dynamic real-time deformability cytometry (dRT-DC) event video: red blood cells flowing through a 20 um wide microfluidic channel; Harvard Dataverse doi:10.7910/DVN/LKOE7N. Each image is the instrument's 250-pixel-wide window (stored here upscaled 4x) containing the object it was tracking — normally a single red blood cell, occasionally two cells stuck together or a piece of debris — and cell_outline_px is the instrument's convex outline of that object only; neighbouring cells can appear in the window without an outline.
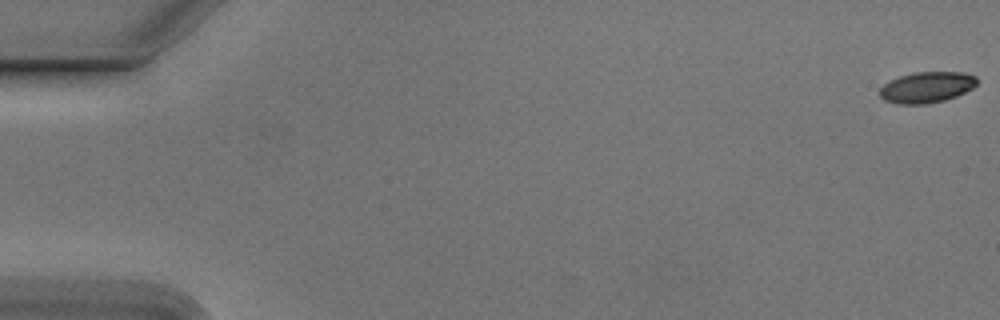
{"species": "Egyptian fruit bat (a non-hibernating species)", "species_latin": "Rousettus aegyptiacus", "temperature_condition": "cold", "stored_images_in_passage": 55, "camera_frame_rate_fps": 3000, "um_per_image_px": 0.085, "animal": {"sex": "male"}, "frame": {"image": 1, "passage_image": 1, "time_ms": 0.0, "image_size_px": [1000, 320], "cell_outline_px": [[976, 84], [972, 88], [956, 96], [944, 100], [928, 104], [896, 104], [884, 100], [880, 96], [880, 88], [884, 84], [900, 76], [912, 72], [964, 72], [976, 76]], "centroid_in_image_um": [78.76, 7.42], "position_along_channel_um": 6.2, "area_um2": 17.51}}
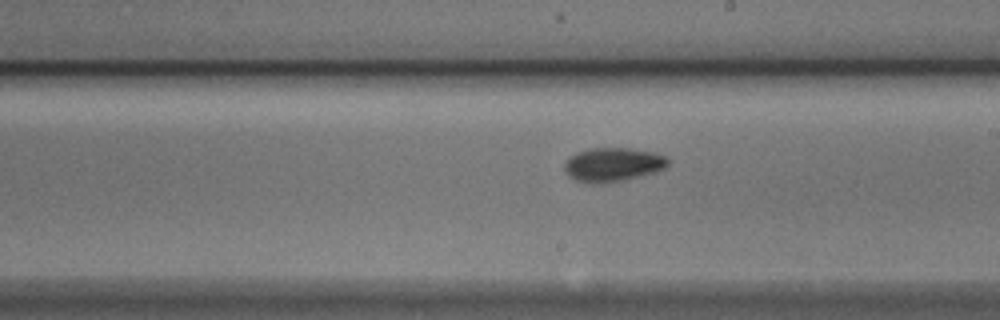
{"frame": {"image": 2, "passage_image": 32, "time_ms": 10.333, "image_size_px": [1000, 320], "cell_outline_px": [[668, 164], [664, 168], [656, 172], [624, 180], [600, 184], [588, 184], [576, 180], [568, 176], [564, 172], [564, 164], [568, 156], [576, 152], [588, 148], [632, 148], [656, 152], [668, 156]], "centroid_in_image_um": [52.07, 13.99], "position_along_channel_um": 236.9, "area_um2": 20.98}}
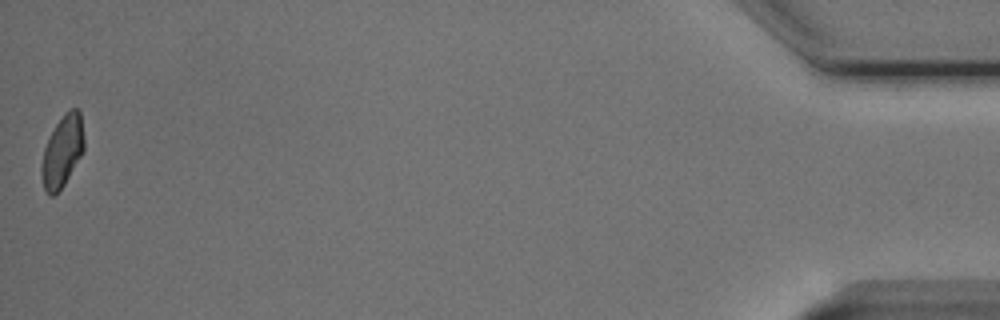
{"frame": {"image": 3, "passage_image": 55, "time_ms": 18.0, "image_size_px": [1000, 320], "cell_outline_px": [[84, 148], [80, 156], [64, 184], [52, 196], [44, 188], [40, 168], [44, 148], [56, 124], [64, 112], [72, 108], [76, 108], [80, 112], [84, 140]], "centroid_in_image_um": [5.29, 12.82], "position_along_channel_um": 429.9, "area_um2": 17.28}, "authors_computed_cell_mechanics": {"area_um2": 18.785, "velocity_mm_per_s": 3.7808, "shape_relaxation_time_tau1_ms": 2.179, "shape_relaxation_time_tau2_ms": 8.0354, "deformation_change_tau1": 0.1235, "deformation_change_tau2": 0.1129}}